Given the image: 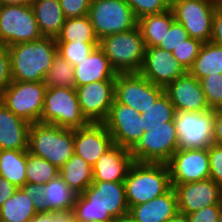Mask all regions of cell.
Segmentation results:
<instances>
[{
    "label": "cell",
    "mask_w": 222,
    "mask_h": 222,
    "mask_svg": "<svg viewBox=\"0 0 222 222\" xmlns=\"http://www.w3.org/2000/svg\"><path fill=\"white\" fill-rule=\"evenodd\" d=\"M77 222L110 221L129 213L124 181H93L73 206Z\"/></svg>",
    "instance_id": "6da1fadb"
},
{
    "label": "cell",
    "mask_w": 222,
    "mask_h": 222,
    "mask_svg": "<svg viewBox=\"0 0 222 222\" xmlns=\"http://www.w3.org/2000/svg\"><path fill=\"white\" fill-rule=\"evenodd\" d=\"M12 81H44L53 59L58 54L54 38L41 37L37 40L18 43L8 47Z\"/></svg>",
    "instance_id": "7a4b0ae2"
},
{
    "label": "cell",
    "mask_w": 222,
    "mask_h": 222,
    "mask_svg": "<svg viewBox=\"0 0 222 222\" xmlns=\"http://www.w3.org/2000/svg\"><path fill=\"white\" fill-rule=\"evenodd\" d=\"M124 185L129 208L148 202L172 187L169 169L165 163L134 162L127 173Z\"/></svg>",
    "instance_id": "3957f363"
},
{
    "label": "cell",
    "mask_w": 222,
    "mask_h": 222,
    "mask_svg": "<svg viewBox=\"0 0 222 222\" xmlns=\"http://www.w3.org/2000/svg\"><path fill=\"white\" fill-rule=\"evenodd\" d=\"M28 152L61 169L74 154V129L35 122L29 129Z\"/></svg>",
    "instance_id": "277c9868"
},
{
    "label": "cell",
    "mask_w": 222,
    "mask_h": 222,
    "mask_svg": "<svg viewBox=\"0 0 222 222\" xmlns=\"http://www.w3.org/2000/svg\"><path fill=\"white\" fill-rule=\"evenodd\" d=\"M99 47L117 74L136 73L141 69L146 46L138 25L127 31L102 37Z\"/></svg>",
    "instance_id": "5b68a950"
},
{
    "label": "cell",
    "mask_w": 222,
    "mask_h": 222,
    "mask_svg": "<svg viewBox=\"0 0 222 222\" xmlns=\"http://www.w3.org/2000/svg\"><path fill=\"white\" fill-rule=\"evenodd\" d=\"M40 122L68 129H78L90 124L82 113L75 87L46 88Z\"/></svg>",
    "instance_id": "8992f818"
},
{
    "label": "cell",
    "mask_w": 222,
    "mask_h": 222,
    "mask_svg": "<svg viewBox=\"0 0 222 222\" xmlns=\"http://www.w3.org/2000/svg\"><path fill=\"white\" fill-rule=\"evenodd\" d=\"M96 37L124 32L137 26L130 5L125 0H92L89 14Z\"/></svg>",
    "instance_id": "52a82bcc"
},
{
    "label": "cell",
    "mask_w": 222,
    "mask_h": 222,
    "mask_svg": "<svg viewBox=\"0 0 222 222\" xmlns=\"http://www.w3.org/2000/svg\"><path fill=\"white\" fill-rule=\"evenodd\" d=\"M174 123L179 149H208L214 144L215 110L176 111Z\"/></svg>",
    "instance_id": "ba28073f"
},
{
    "label": "cell",
    "mask_w": 222,
    "mask_h": 222,
    "mask_svg": "<svg viewBox=\"0 0 222 222\" xmlns=\"http://www.w3.org/2000/svg\"><path fill=\"white\" fill-rule=\"evenodd\" d=\"M46 88L44 81H12L0 94V101L16 116L29 123L40 122Z\"/></svg>",
    "instance_id": "9c48e42d"
},
{
    "label": "cell",
    "mask_w": 222,
    "mask_h": 222,
    "mask_svg": "<svg viewBox=\"0 0 222 222\" xmlns=\"http://www.w3.org/2000/svg\"><path fill=\"white\" fill-rule=\"evenodd\" d=\"M41 37L30 4L0 5V44L9 47Z\"/></svg>",
    "instance_id": "30bf717a"
},
{
    "label": "cell",
    "mask_w": 222,
    "mask_h": 222,
    "mask_svg": "<svg viewBox=\"0 0 222 222\" xmlns=\"http://www.w3.org/2000/svg\"><path fill=\"white\" fill-rule=\"evenodd\" d=\"M177 149L175 123L169 121L168 126L148 127L130 152L134 162L166 164Z\"/></svg>",
    "instance_id": "8fae6325"
},
{
    "label": "cell",
    "mask_w": 222,
    "mask_h": 222,
    "mask_svg": "<svg viewBox=\"0 0 222 222\" xmlns=\"http://www.w3.org/2000/svg\"><path fill=\"white\" fill-rule=\"evenodd\" d=\"M216 0H171L175 20L186 29L188 36L203 43L210 42Z\"/></svg>",
    "instance_id": "7c38bea8"
},
{
    "label": "cell",
    "mask_w": 222,
    "mask_h": 222,
    "mask_svg": "<svg viewBox=\"0 0 222 222\" xmlns=\"http://www.w3.org/2000/svg\"><path fill=\"white\" fill-rule=\"evenodd\" d=\"M164 92V87L155 85L139 72L120 73L115 76L114 99L142 114Z\"/></svg>",
    "instance_id": "4fadbf2b"
},
{
    "label": "cell",
    "mask_w": 222,
    "mask_h": 222,
    "mask_svg": "<svg viewBox=\"0 0 222 222\" xmlns=\"http://www.w3.org/2000/svg\"><path fill=\"white\" fill-rule=\"evenodd\" d=\"M104 124L114 144L128 150L137 144L145 132L138 110L123 105L115 99Z\"/></svg>",
    "instance_id": "5bb4252c"
},
{
    "label": "cell",
    "mask_w": 222,
    "mask_h": 222,
    "mask_svg": "<svg viewBox=\"0 0 222 222\" xmlns=\"http://www.w3.org/2000/svg\"><path fill=\"white\" fill-rule=\"evenodd\" d=\"M171 184L192 183L210 178L208 149H177L166 163Z\"/></svg>",
    "instance_id": "9a60e30c"
},
{
    "label": "cell",
    "mask_w": 222,
    "mask_h": 222,
    "mask_svg": "<svg viewBox=\"0 0 222 222\" xmlns=\"http://www.w3.org/2000/svg\"><path fill=\"white\" fill-rule=\"evenodd\" d=\"M79 105L90 123H104L114 102L115 79L76 87Z\"/></svg>",
    "instance_id": "2e32d148"
},
{
    "label": "cell",
    "mask_w": 222,
    "mask_h": 222,
    "mask_svg": "<svg viewBox=\"0 0 222 222\" xmlns=\"http://www.w3.org/2000/svg\"><path fill=\"white\" fill-rule=\"evenodd\" d=\"M171 185L177 195L179 213L188 215L206 206L222 203V187L211 178Z\"/></svg>",
    "instance_id": "e0dca14e"
},
{
    "label": "cell",
    "mask_w": 222,
    "mask_h": 222,
    "mask_svg": "<svg viewBox=\"0 0 222 222\" xmlns=\"http://www.w3.org/2000/svg\"><path fill=\"white\" fill-rule=\"evenodd\" d=\"M186 72L185 68L174 58L172 52L158 47H146L139 73L151 83L165 88Z\"/></svg>",
    "instance_id": "ac0fdd59"
},
{
    "label": "cell",
    "mask_w": 222,
    "mask_h": 222,
    "mask_svg": "<svg viewBox=\"0 0 222 222\" xmlns=\"http://www.w3.org/2000/svg\"><path fill=\"white\" fill-rule=\"evenodd\" d=\"M113 145V139L104 123H90L74 129V153L91 167Z\"/></svg>",
    "instance_id": "d6986e66"
},
{
    "label": "cell",
    "mask_w": 222,
    "mask_h": 222,
    "mask_svg": "<svg viewBox=\"0 0 222 222\" xmlns=\"http://www.w3.org/2000/svg\"><path fill=\"white\" fill-rule=\"evenodd\" d=\"M164 92L176 111L202 112L210 109L200 81L188 71L169 83L164 88Z\"/></svg>",
    "instance_id": "ffe728a7"
},
{
    "label": "cell",
    "mask_w": 222,
    "mask_h": 222,
    "mask_svg": "<svg viewBox=\"0 0 222 222\" xmlns=\"http://www.w3.org/2000/svg\"><path fill=\"white\" fill-rule=\"evenodd\" d=\"M133 163L130 150L114 144L92 167L93 181H124Z\"/></svg>",
    "instance_id": "44dd1931"
},
{
    "label": "cell",
    "mask_w": 222,
    "mask_h": 222,
    "mask_svg": "<svg viewBox=\"0 0 222 222\" xmlns=\"http://www.w3.org/2000/svg\"><path fill=\"white\" fill-rule=\"evenodd\" d=\"M30 126L0 101V150H28Z\"/></svg>",
    "instance_id": "7402d4cb"
},
{
    "label": "cell",
    "mask_w": 222,
    "mask_h": 222,
    "mask_svg": "<svg viewBox=\"0 0 222 222\" xmlns=\"http://www.w3.org/2000/svg\"><path fill=\"white\" fill-rule=\"evenodd\" d=\"M177 195L173 187L156 198L129 208L139 222H167L178 213Z\"/></svg>",
    "instance_id": "603a6c76"
},
{
    "label": "cell",
    "mask_w": 222,
    "mask_h": 222,
    "mask_svg": "<svg viewBox=\"0 0 222 222\" xmlns=\"http://www.w3.org/2000/svg\"><path fill=\"white\" fill-rule=\"evenodd\" d=\"M116 75L103 50L97 46L90 55L74 66V85L76 88L92 82L115 79Z\"/></svg>",
    "instance_id": "cb8c5ba5"
},
{
    "label": "cell",
    "mask_w": 222,
    "mask_h": 222,
    "mask_svg": "<svg viewBox=\"0 0 222 222\" xmlns=\"http://www.w3.org/2000/svg\"><path fill=\"white\" fill-rule=\"evenodd\" d=\"M30 5L41 36L56 39L65 22L59 0H33Z\"/></svg>",
    "instance_id": "d4e9b609"
},
{
    "label": "cell",
    "mask_w": 222,
    "mask_h": 222,
    "mask_svg": "<svg viewBox=\"0 0 222 222\" xmlns=\"http://www.w3.org/2000/svg\"><path fill=\"white\" fill-rule=\"evenodd\" d=\"M175 20L171 10L158 14H149L138 19V27L146 47H157Z\"/></svg>",
    "instance_id": "484cf974"
},
{
    "label": "cell",
    "mask_w": 222,
    "mask_h": 222,
    "mask_svg": "<svg viewBox=\"0 0 222 222\" xmlns=\"http://www.w3.org/2000/svg\"><path fill=\"white\" fill-rule=\"evenodd\" d=\"M59 175L76 194H82L93 182L91 165L75 153L64 163Z\"/></svg>",
    "instance_id": "4316f807"
},
{
    "label": "cell",
    "mask_w": 222,
    "mask_h": 222,
    "mask_svg": "<svg viewBox=\"0 0 222 222\" xmlns=\"http://www.w3.org/2000/svg\"><path fill=\"white\" fill-rule=\"evenodd\" d=\"M27 150H0V177L21 188L26 179Z\"/></svg>",
    "instance_id": "83f0119b"
},
{
    "label": "cell",
    "mask_w": 222,
    "mask_h": 222,
    "mask_svg": "<svg viewBox=\"0 0 222 222\" xmlns=\"http://www.w3.org/2000/svg\"><path fill=\"white\" fill-rule=\"evenodd\" d=\"M188 72L198 80L208 75L222 74V46L211 41L203 43Z\"/></svg>",
    "instance_id": "f1b7e54d"
},
{
    "label": "cell",
    "mask_w": 222,
    "mask_h": 222,
    "mask_svg": "<svg viewBox=\"0 0 222 222\" xmlns=\"http://www.w3.org/2000/svg\"><path fill=\"white\" fill-rule=\"evenodd\" d=\"M36 214L33 201L21 188L0 207V220L7 222H29Z\"/></svg>",
    "instance_id": "f546056e"
},
{
    "label": "cell",
    "mask_w": 222,
    "mask_h": 222,
    "mask_svg": "<svg viewBox=\"0 0 222 222\" xmlns=\"http://www.w3.org/2000/svg\"><path fill=\"white\" fill-rule=\"evenodd\" d=\"M56 42L99 43L88 15L65 19Z\"/></svg>",
    "instance_id": "4dcf8cb0"
},
{
    "label": "cell",
    "mask_w": 222,
    "mask_h": 222,
    "mask_svg": "<svg viewBox=\"0 0 222 222\" xmlns=\"http://www.w3.org/2000/svg\"><path fill=\"white\" fill-rule=\"evenodd\" d=\"M47 198L48 212L73 208L76 194L60 175L43 186Z\"/></svg>",
    "instance_id": "1f68e13d"
},
{
    "label": "cell",
    "mask_w": 222,
    "mask_h": 222,
    "mask_svg": "<svg viewBox=\"0 0 222 222\" xmlns=\"http://www.w3.org/2000/svg\"><path fill=\"white\" fill-rule=\"evenodd\" d=\"M175 114L174 105L168 95L163 92L155 103L141 114L145 132H147L148 127L168 126L169 121H174Z\"/></svg>",
    "instance_id": "d6a6232c"
},
{
    "label": "cell",
    "mask_w": 222,
    "mask_h": 222,
    "mask_svg": "<svg viewBox=\"0 0 222 222\" xmlns=\"http://www.w3.org/2000/svg\"><path fill=\"white\" fill-rule=\"evenodd\" d=\"M27 183L45 185L59 175L60 169L48 160L35 156L27 150L26 164Z\"/></svg>",
    "instance_id": "836d02e7"
},
{
    "label": "cell",
    "mask_w": 222,
    "mask_h": 222,
    "mask_svg": "<svg viewBox=\"0 0 222 222\" xmlns=\"http://www.w3.org/2000/svg\"><path fill=\"white\" fill-rule=\"evenodd\" d=\"M44 83L47 88L67 87L73 88L74 85V66L59 54L53 59L52 65L46 74Z\"/></svg>",
    "instance_id": "e575fe53"
},
{
    "label": "cell",
    "mask_w": 222,
    "mask_h": 222,
    "mask_svg": "<svg viewBox=\"0 0 222 222\" xmlns=\"http://www.w3.org/2000/svg\"><path fill=\"white\" fill-rule=\"evenodd\" d=\"M99 43L57 42L58 54L73 66L90 55Z\"/></svg>",
    "instance_id": "d590c367"
},
{
    "label": "cell",
    "mask_w": 222,
    "mask_h": 222,
    "mask_svg": "<svg viewBox=\"0 0 222 222\" xmlns=\"http://www.w3.org/2000/svg\"><path fill=\"white\" fill-rule=\"evenodd\" d=\"M199 81L210 109H222V74L208 75Z\"/></svg>",
    "instance_id": "8d00e7d4"
},
{
    "label": "cell",
    "mask_w": 222,
    "mask_h": 222,
    "mask_svg": "<svg viewBox=\"0 0 222 222\" xmlns=\"http://www.w3.org/2000/svg\"><path fill=\"white\" fill-rule=\"evenodd\" d=\"M203 42L195 38H187L182 45L172 51L174 58L188 71L199 55Z\"/></svg>",
    "instance_id": "74e56055"
},
{
    "label": "cell",
    "mask_w": 222,
    "mask_h": 222,
    "mask_svg": "<svg viewBox=\"0 0 222 222\" xmlns=\"http://www.w3.org/2000/svg\"><path fill=\"white\" fill-rule=\"evenodd\" d=\"M135 17L139 19L149 14H158L170 9L171 0H125Z\"/></svg>",
    "instance_id": "f35d334b"
},
{
    "label": "cell",
    "mask_w": 222,
    "mask_h": 222,
    "mask_svg": "<svg viewBox=\"0 0 222 222\" xmlns=\"http://www.w3.org/2000/svg\"><path fill=\"white\" fill-rule=\"evenodd\" d=\"M187 38H189V36L184 26L174 20L157 47L172 52L174 49H177L182 45Z\"/></svg>",
    "instance_id": "ab89813d"
},
{
    "label": "cell",
    "mask_w": 222,
    "mask_h": 222,
    "mask_svg": "<svg viewBox=\"0 0 222 222\" xmlns=\"http://www.w3.org/2000/svg\"><path fill=\"white\" fill-rule=\"evenodd\" d=\"M210 178L222 187V146L212 144L208 148Z\"/></svg>",
    "instance_id": "60d3db41"
},
{
    "label": "cell",
    "mask_w": 222,
    "mask_h": 222,
    "mask_svg": "<svg viewBox=\"0 0 222 222\" xmlns=\"http://www.w3.org/2000/svg\"><path fill=\"white\" fill-rule=\"evenodd\" d=\"M65 19L89 14L91 0H59Z\"/></svg>",
    "instance_id": "b9f144b4"
},
{
    "label": "cell",
    "mask_w": 222,
    "mask_h": 222,
    "mask_svg": "<svg viewBox=\"0 0 222 222\" xmlns=\"http://www.w3.org/2000/svg\"><path fill=\"white\" fill-rule=\"evenodd\" d=\"M21 189L33 201L37 213L48 212L47 198L44 195L43 185L25 183Z\"/></svg>",
    "instance_id": "7bdbcfd3"
},
{
    "label": "cell",
    "mask_w": 222,
    "mask_h": 222,
    "mask_svg": "<svg viewBox=\"0 0 222 222\" xmlns=\"http://www.w3.org/2000/svg\"><path fill=\"white\" fill-rule=\"evenodd\" d=\"M12 82L10 54L8 47L0 44V94Z\"/></svg>",
    "instance_id": "ee69618b"
},
{
    "label": "cell",
    "mask_w": 222,
    "mask_h": 222,
    "mask_svg": "<svg viewBox=\"0 0 222 222\" xmlns=\"http://www.w3.org/2000/svg\"><path fill=\"white\" fill-rule=\"evenodd\" d=\"M222 203L206 206L200 210L188 214L191 222H218V216Z\"/></svg>",
    "instance_id": "f6af8a7d"
},
{
    "label": "cell",
    "mask_w": 222,
    "mask_h": 222,
    "mask_svg": "<svg viewBox=\"0 0 222 222\" xmlns=\"http://www.w3.org/2000/svg\"><path fill=\"white\" fill-rule=\"evenodd\" d=\"M211 42L222 46V6L217 5L214 11Z\"/></svg>",
    "instance_id": "bcb514c9"
},
{
    "label": "cell",
    "mask_w": 222,
    "mask_h": 222,
    "mask_svg": "<svg viewBox=\"0 0 222 222\" xmlns=\"http://www.w3.org/2000/svg\"><path fill=\"white\" fill-rule=\"evenodd\" d=\"M17 187L7 179L0 177V207L17 191Z\"/></svg>",
    "instance_id": "7dc6e473"
},
{
    "label": "cell",
    "mask_w": 222,
    "mask_h": 222,
    "mask_svg": "<svg viewBox=\"0 0 222 222\" xmlns=\"http://www.w3.org/2000/svg\"><path fill=\"white\" fill-rule=\"evenodd\" d=\"M53 222H77L74 209L53 211Z\"/></svg>",
    "instance_id": "c3c4849f"
},
{
    "label": "cell",
    "mask_w": 222,
    "mask_h": 222,
    "mask_svg": "<svg viewBox=\"0 0 222 222\" xmlns=\"http://www.w3.org/2000/svg\"><path fill=\"white\" fill-rule=\"evenodd\" d=\"M214 144L222 146V109L215 110Z\"/></svg>",
    "instance_id": "681fc988"
},
{
    "label": "cell",
    "mask_w": 222,
    "mask_h": 222,
    "mask_svg": "<svg viewBox=\"0 0 222 222\" xmlns=\"http://www.w3.org/2000/svg\"><path fill=\"white\" fill-rule=\"evenodd\" d=\"M29 222H53V211L37 213Z\"/></svg>",
    "instance_id": "f907efd6"
},
{
    "label": "cell",
    "mask_w": 222,
    "mask_h": 222,
    "mask_svg": "<svg viewBox=\"0 0 222 222\" xmlns=\"http://www.w3.org/2000/svg\"><path fill=\"white\" fill-rule=\"evenodd\" d=\"M33 0H0V5H22L30 4Z\"/></svg>",
    "instance_id": "816d5d0a"
},
{
    "label": "cell",
    "mask_w": 222,
    "mask_h": 222,
    "mask_svg": "<svg viewBox=\"0 0 222 222\" xmlns=\"http://www.w3.org/2000/svg\"><path fill=\"white\" fill-rule=\"evenodd\" d=\"M167 222H191L188 215L182 214V213H177L174 217H172L169 221Z\"/></svg>",
    "instance_id": "f5cc1de1"
},
{
    "label": "cell",
    "mask_w": 222,
    "mask_h": 222,
    "mask_svg": "<svg viewBox=\"0 0 222 222\" xmlns=\"http://www.w3.org/2000/svg\"><path fill=\"white\" fill-rule=\"evenodd\" d=\"M116 222H139L130 213L124 214L116 219Z\"/></svg>",
    "instance_id": "db71d44e"
},
{
    "label": "cell",
    "mask_w": 222,
    "mask_h": 222,
    "mask_svg": "<svg viewBox=\"0 0 222 222\" xmlns=\"http://www.w3.org/2000/svg\"><path fill=\"white\" fill-rule=\"evenodd\" d=\"M218 222H222V208H221L219 216H218Z\"/></svg>",
    "instance_id": "11a10c76"
},
{
    "label": "cell",
    "mask_w": 222,
    "mask_h": 222,
    "mask_svg": "<svg viewBox=\"0 0 222 222\" xmlns=\"http://www.w3.org/2000/svg\"><path fill=\"white\" fill-rule=\"evenodd\" d=\"M216 3L220 6H222V0H216Z\"/></svg>",
    "instance_id": "9f6ffc18"
},
{
    "label": "cell",
    "mask_w": 222,
    "mask_h": 222,
    "mask_svg": "<svg viewBox=\"0 0 222 222\" xmlns=\"http://www.w3.org/2000/svg\"><path fill=\"white\" fill-rule=\"evenodd\" d=\"M96 222H116V219L110 220V221H96Z\"/></svg>",
    "instance_id": "6f0895ef"
}]
</instances>
